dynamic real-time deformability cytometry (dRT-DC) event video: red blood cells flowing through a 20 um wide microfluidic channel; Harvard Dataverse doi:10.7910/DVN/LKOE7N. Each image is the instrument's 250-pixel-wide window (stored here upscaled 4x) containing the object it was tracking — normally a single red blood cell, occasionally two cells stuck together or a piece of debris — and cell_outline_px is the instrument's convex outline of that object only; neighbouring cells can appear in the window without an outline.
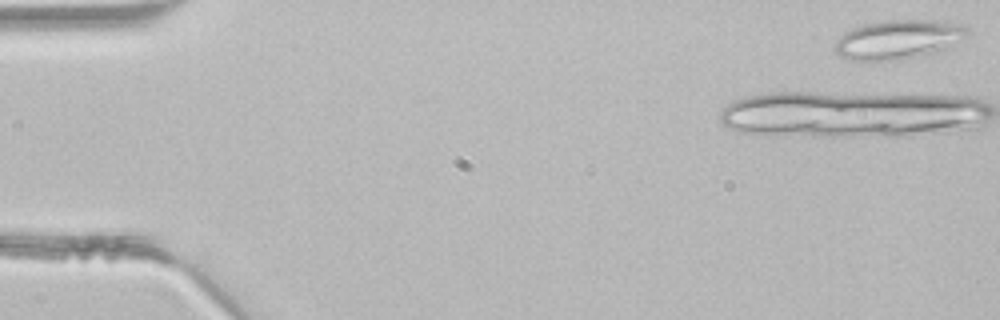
{"species": "common noctule bat (a hibernating species)", "species_latin": "Nyctalus noctula", "temperature_condition": "room temperature", "stored_images_in_passage": 2, "camera_frame_rate_fps": 3000, "um_per_image_px": 0.085, "animal": {"sex": "male", "body_mass_g": 21.5, "forearm_length_mm": 52.0}, "frame": {"image": 1, "passage_image": 1, "time_ms": 0.0, "image_size_px": [1000, 320], "cell_outline_px": [[972, 32], [968, 36], [944, 48], [932, 52], [900, 60], [852, 60], [840, 56], [832, 48], [836, 40], [844, 32], [852, 28], [864, 24], [880, 20], [948, 20], [968, 28]], "centroid_in_image_um": [76.34, 3.33], "position_along_channel_um": 8.7, "area_um2": 30.35}}